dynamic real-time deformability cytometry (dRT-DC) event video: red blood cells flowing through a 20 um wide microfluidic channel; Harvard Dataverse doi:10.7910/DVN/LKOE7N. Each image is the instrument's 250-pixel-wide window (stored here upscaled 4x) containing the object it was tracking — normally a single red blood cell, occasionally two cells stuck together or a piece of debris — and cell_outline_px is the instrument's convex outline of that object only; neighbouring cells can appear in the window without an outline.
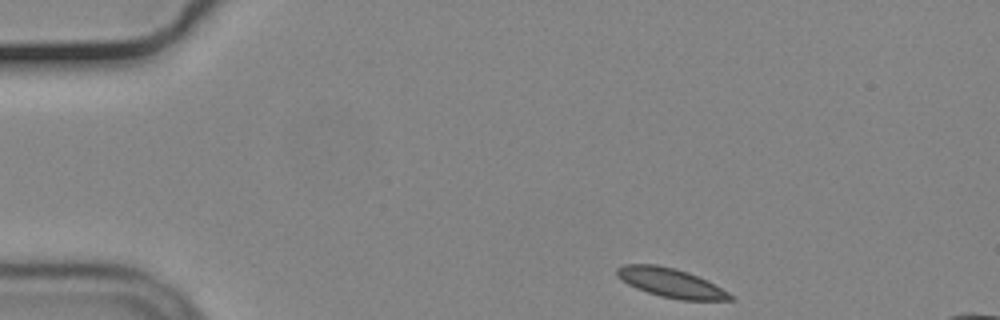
{"species": "common noctule bat (a hibernating species)", "species_latin": "Nyctalus noctula", "temperature_condition": "cold", "stored_images_in_passage": 49, "camera_frame_rate_fps": 3000, "um_per_image_px": 0.085, "animal": {"sex": "male", "body_mass_g": 19.2, "forearm_length_mm": 51.8}, "frame": {"image": 1, "passage_image": 1, "time_ms": 0.0, "image_size_px": [1000, 320], "cell_outline_px": [[736, 300], [680, 300], [660, 296], [636, 288], [628, 284], [616, 276], [616, 268], [624, 264], [656, 264], [676, 268], [688, 272], [736, 296]], "centroid_in_image_um": [57.0, 24.04], "position_along_channel_um": 28.0, "area_um2": 19.13}}
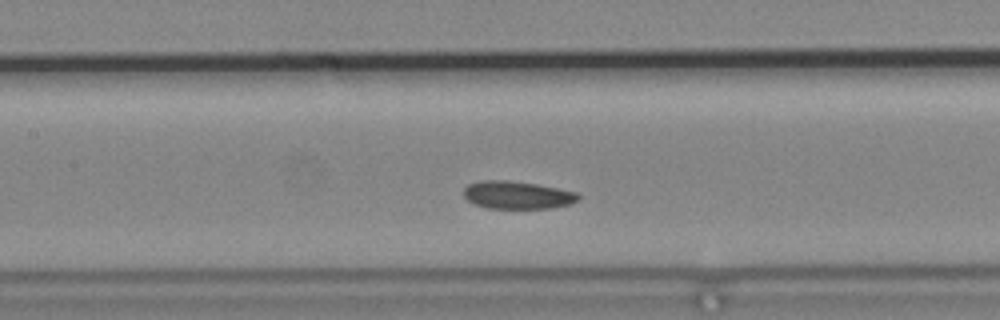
{"frame": {"image": 2, "passage_image": 18, "time_ms": 5.667, "image_size_px": [1000, 320], "cell_outline_px": [[580, 200], [568, 204], [548, 208], [488, 208], [472, 204], [464, 196], [464, 188], [468, 184], [480, 180], [508, 180], [536, 184], [576, 192], [580, 196]], "centroid_in_image_um": [43.93, 16.57], "position_along_channel_um": 163.5, "area_um2": 18.5}}
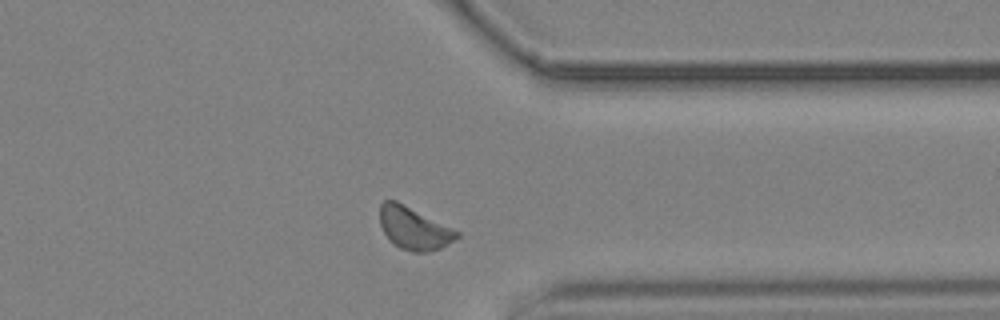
{"frame": {"image": 3, "passage_image": 36, "time_ms": 11.667, "image_size_px": [1000, 320], "cell_outline_px": [[460, 236], [440, 248], [424, 252], [412, 252], [400, 248], [388, 240], [380, 224], [380, 204], [384, 200], [396, 200], [460, 232]], "centroid_in_image_um": [35.15, 19.4], "position_along_channel_um": 376.2, "area_um2": 18.9}, "authors_computed_cell_mechanics": {"area_um2": 18.9006, "velocity_mm_per_s": 3.6238, "shape_relaxation_time_tau1_ms": 7.0498, "shape_relaxation_time_tau2_ms": 10.1918, "deformation_change_tau1": 0.0561, "deformation_change_tau2": 0.1277}}